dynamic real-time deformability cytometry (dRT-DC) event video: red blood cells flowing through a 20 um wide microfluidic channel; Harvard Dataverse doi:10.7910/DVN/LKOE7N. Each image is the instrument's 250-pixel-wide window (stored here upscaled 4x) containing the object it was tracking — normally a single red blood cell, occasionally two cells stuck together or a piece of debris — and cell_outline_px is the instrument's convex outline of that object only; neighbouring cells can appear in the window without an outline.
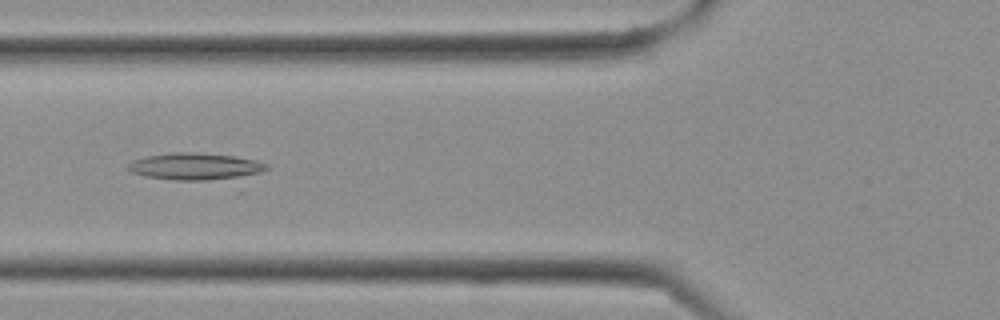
{"species": "Egyptian fruit bat (a non-hibernating species)", "species_latin": "Rousettus aegyptiacus", "temperature_condition": "cold", "stored_images_in_passage": 25, "camera_frame_rate_fps": 3000, "um_per_image_px": 0.085, "frame": {"image": 1, "passage_image": 7, "time_ms": 2.0, "image_size_px": [1000, 320], "cell_outline_px": [[272, 168], [236, 180], [172, 180], [144, 176], [132, 172], [128, 168], [128, 164], [132, 160], [144, 156], [172, 152], [192, 152], [236, 156], [256, 160], [268, 164]], "centroid_in_image_um": [16.67, 14.16], "position_along_channel_um": 109.1, "area_um2": 22.37}}
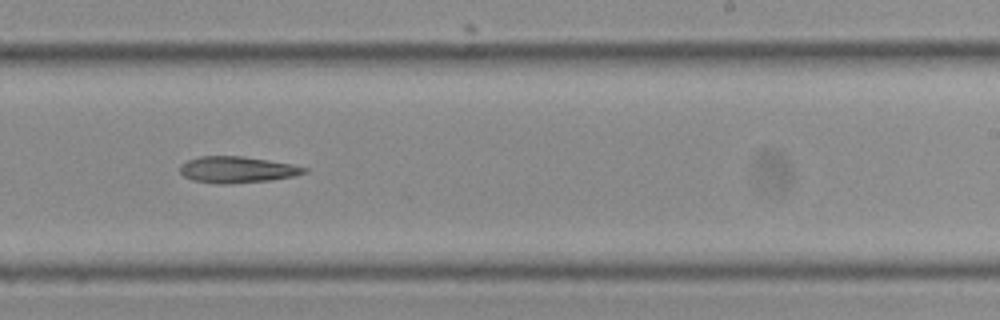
{"frame": {"image": 2, "passage_image": 14, "time_ms": 4.333, "image_size_px": [1000, 320], "cell_outline_px": [[308, 172], [292, 176], [272, 180], [228, 184], [220, 184], [192, 180], [184, 176], [180, 172], [180, 164], [188, 160], [200, 156], [244, 156], [292, 164], [308, 168]], "centroid_in_image_um": [20.15, 14.42], "position_along_channel_um": 268.8, "area_um2": 19.13}}
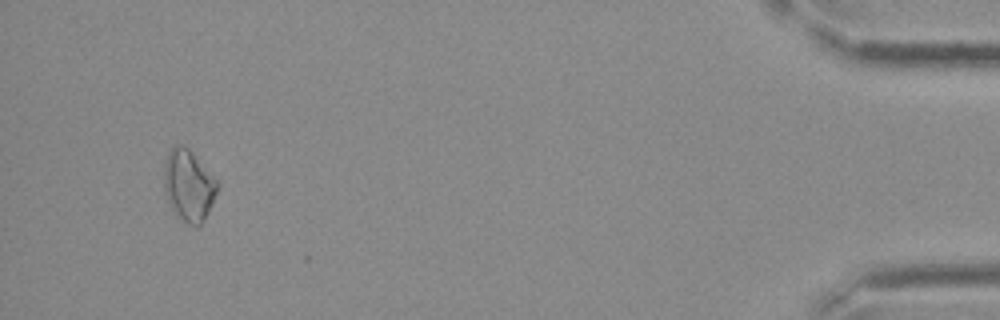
{"frame": {"image": 3, "passage_image": 24, "time_ms": 7.667, "image_size_px": [1000, 320], "cell_outline_px": [[220, 184], [212, 204], [200, 228], [196, 228], [188, 224], [176, 216], [168, 200], [164, 188], [164, 160], [168, 152], [176, 144], [180, 144], [188, 148], [220, 180]], "centroid_in_image_um": [16.07, 15.77], "position_along_channel_um": 419.1, "area_um2": 22.72}}